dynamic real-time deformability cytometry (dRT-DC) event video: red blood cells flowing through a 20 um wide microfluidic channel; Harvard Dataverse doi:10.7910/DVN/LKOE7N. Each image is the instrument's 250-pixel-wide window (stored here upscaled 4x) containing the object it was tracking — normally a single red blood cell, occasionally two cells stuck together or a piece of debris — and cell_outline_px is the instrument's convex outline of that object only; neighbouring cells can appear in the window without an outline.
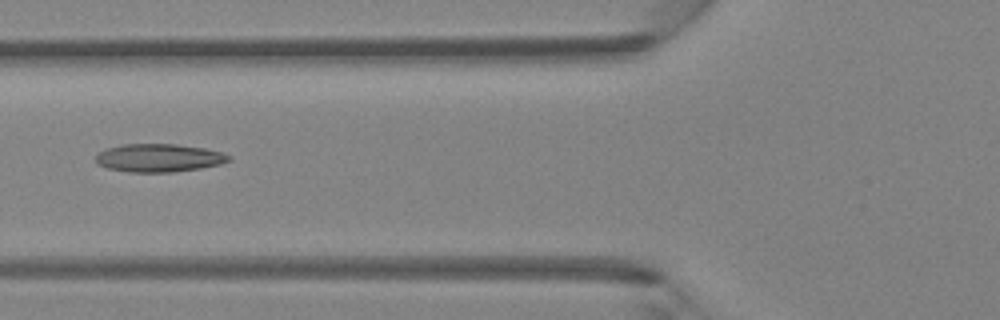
{"species": "Egyptian fruit bat (a non-hibernating species)", "species_latin": "Rousettus aegyptiacus", "temperature_condition": "room temperature", "stored_images_in_passage": 4, "camera_frame_rate_fps": 3000, "um_per_image_px": 0.085, "animal": {"sex": "female"}, "frame": {"image": 1, "passage_image": 4, "time_ms": 4.333, "image_size_px": [1000, 320], "cell_outline_px": [[232, 160], [220, 164], [200, 168], [172, 172], [128, 172], [108, 168], [96, 164], [96, 156], [100, 152], [108, 148], [120, 144], [176, 144], [204, 148], [224, 152], [232, 156]], "centroid_in_image_um": [13.54, 13.42], "position_along_channel_um": 112.3, "area_um2": 21.91}}